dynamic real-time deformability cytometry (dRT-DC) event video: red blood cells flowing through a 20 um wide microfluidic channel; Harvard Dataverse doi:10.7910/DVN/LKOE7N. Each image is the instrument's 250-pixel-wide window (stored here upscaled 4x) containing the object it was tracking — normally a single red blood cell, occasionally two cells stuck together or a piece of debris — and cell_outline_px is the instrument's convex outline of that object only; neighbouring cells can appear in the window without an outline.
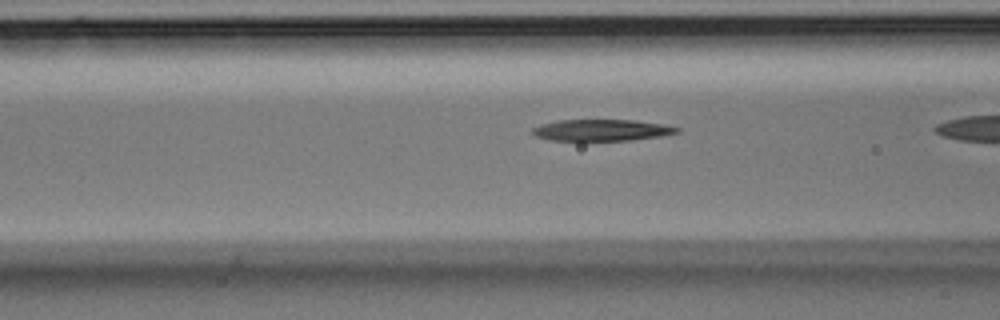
{"species": "Egyptian fruit bat (a non-hibernating species)", "species_latin": "Rousettus aegyptiacus", "temperature_condition": "room temperature", "stored_images_in_passage": 35, "camera_frame_rate_fps": 3000, "um_per_image_px": 0.085, "animal": {"sex": "male"}, "frame": {"image": 1, "passage_image": 16, "time_ms": 5.0, "image_size_px": [1000, 320], "cell_outline_px": [[680, 132], [660, 136], [632, 140], [548, 140], [536, 136], [532, 132], [532, 128], [540, 124], [556, 120], [636, 120], [664, 124], [680, 128]], "centroid_in_image_um": [51.14, 11.05], "position_along_channel_um": 115.5, "area_um2": 18.09}}
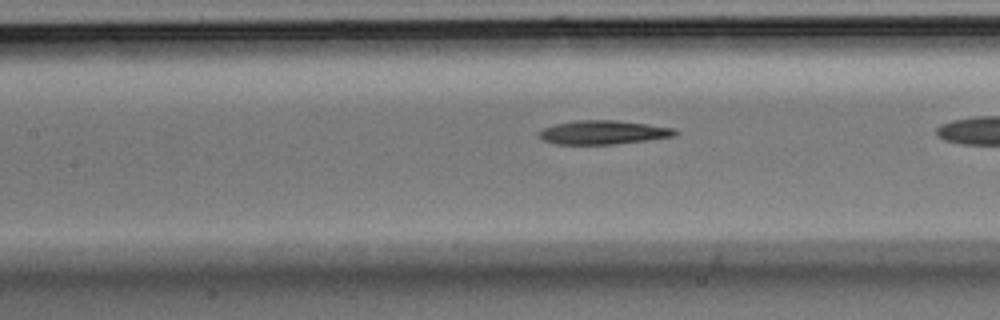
{"frame": {"image": 2, "passage_image": 19, "time_ms": 6.0, "image_size_px": [1000, 320], "cell_outline_px": [[680, 132], [676, 136], [648, 140], [612, 144], [556, 144], [544, 140], [536, 136], [536, 132], [544, 128], [556, 124], [576, 120], [616, 120], [648, 124], [676, 128]], "centroid_in_image_um": [51.3, 11.25], "position_along_channel_um": 156.1, "area_um2": 19.07}}
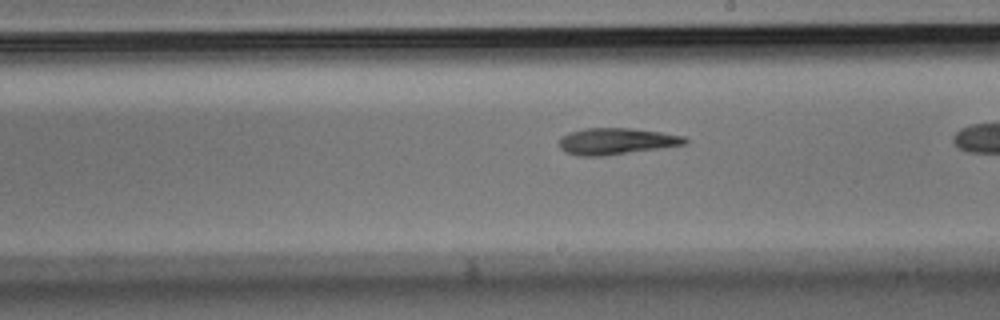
{"frame": {"image": 3, "passage_image": 25, "time_ms": 8.0, "image_size_px": [1000, 320], "cell_outline_px": [[688, 140], [684, 144], [660, 148], [604, 156], [576, 156], [564, 152], [560, 148], [560, 136], [568, 132], [584, 128], [632, 128], [660, 132], [684, 136]], "centroid_in_image_um": [52.32, 12.0], "position_along_channel_um": 236.7, "area_um2": 19.48}}